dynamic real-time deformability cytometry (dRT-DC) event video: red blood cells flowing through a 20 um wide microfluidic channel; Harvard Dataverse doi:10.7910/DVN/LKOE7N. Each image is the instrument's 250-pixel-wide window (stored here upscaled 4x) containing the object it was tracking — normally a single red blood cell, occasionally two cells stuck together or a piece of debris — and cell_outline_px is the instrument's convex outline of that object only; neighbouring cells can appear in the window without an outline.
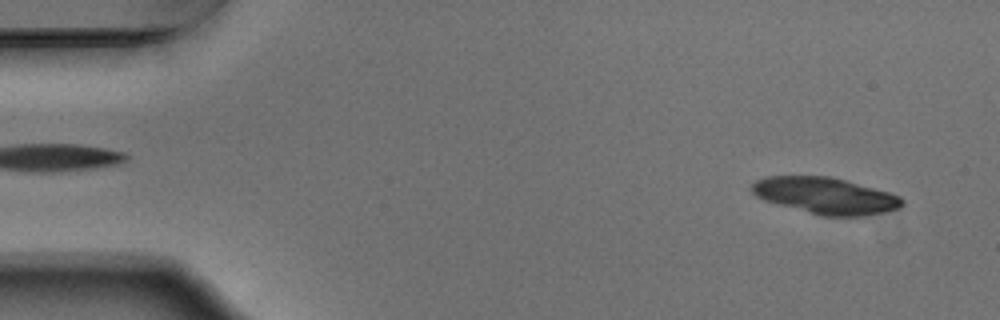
{"species": "Egyptian fruit bat (a non-hibernating species)", "species_latin": "Rousettus aegyptiacus", "temperature_condition": "warm", "stored_images_in_passage": 53, "camera_frame_rate_fps": 3000, "um_per_image_px": 0.085, "animal": {"sex": "male"}, "frame": {"image": 1, "passage_image": 3, "time_ms": 0.667, "image_size_px": [1000, 320], "cell_outline_px": [[904, 204], [900, 208], [884, 212], [864, 216], [824, 216], [764, 200], [756, 196], [752, 192], [752, 184], [756, 180], [768, 176], [828, 176], [844, 180], [888, 192], [900, 196], [904, 200]], "centroid_in_image_um": [70.18, 16.63], "position_along_channel_um": 14.8, "area_um2": 31.56}}
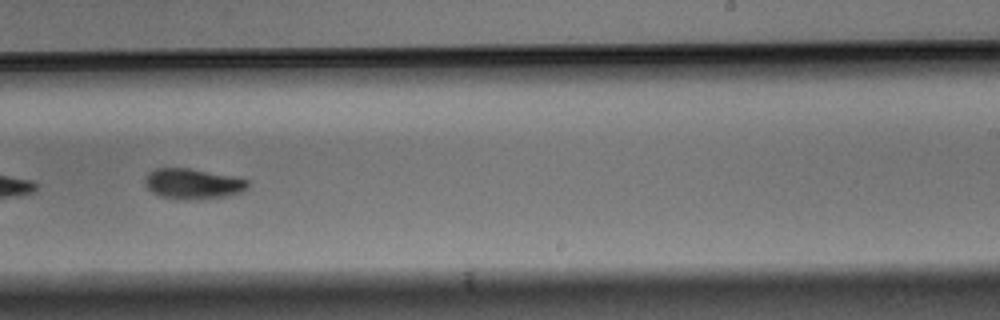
{"frame": {"image": 2, "passage_image": 33, "time_ms": 10.667, "image_size_px": [1000, 320], "cell_outline_px": [[248, 184], [240, 192], [224, 196], [184, 200], [180, 200], [160, 196], [152, 192], [148, 188], [144, 180], [148, 172], [156, 168], [188, 168], [232, 176], [248, 180]], "centroid_in_image_um": [16.33, 15.61], "position_along_channel_um": 272.7, "area_um2": 17.92}}
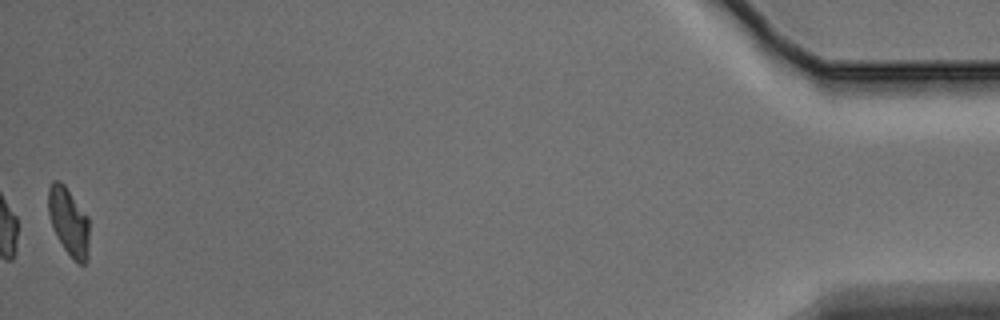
{"frame": {"image": 3, "passage_image": 53, "time_ms": 17.333, "image_size_px": [1000, 320], "cell_outline_px": [[88, 260], [84, 264], [80, 264], [72, 260], [64, 248], [52, 224], [48, 212], [48, 188], [52, 180], [60, 180], [64, 184], [88, 216]], "centroid_in_image_um": [5.85, 18.82], "position_along_channel_um": 429.4, "area_um2": 16.13}, "authors_computed_cell_mechanics": {"area_um2": 19.363, "velocity_mm_per_s": 3.7448, "shape_relaxation_time_tau1_ms": 2.088, "shape_relaxation_time_tau2_ms": null, "deformation_change_tau1": 0.129, "deformation_change_tau2": null}}